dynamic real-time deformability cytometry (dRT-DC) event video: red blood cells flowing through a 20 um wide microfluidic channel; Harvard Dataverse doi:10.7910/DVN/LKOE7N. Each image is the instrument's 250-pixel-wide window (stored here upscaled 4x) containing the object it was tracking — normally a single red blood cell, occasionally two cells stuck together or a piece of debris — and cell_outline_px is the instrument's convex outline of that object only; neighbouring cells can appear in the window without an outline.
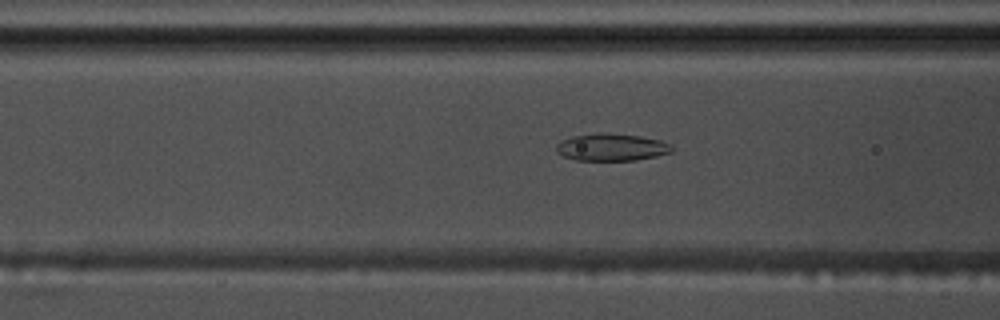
{"species": "common noctule bat (a hibernating species)", "species_latin": "Nyctalus noctula", "temperature_condition": "warm", "stored_images_in_passage": 54, "camera_frame_rate_fps": 3000, "um_per_image_px": 0.085, "animal": {"sex": "male", "body_mass_g": 17.5, "forearm_length_mm": 52.3}, "frame": {"image": 1, "passage_image": 21, "time_ms": 6.667, "image_size_px": [1000, 320], "cell_outline_px": [[672, 152], [656, 156], [636, 160], [576, 160], [564, 156], [556, 152], [556, 144], [572, 136], [596, 132], [604, 132], [640, 136], [660, 140], [672, 144]], "centroid_in_image_um": [51.99, 12.5], "position_along_channel_um": 114.6, "area_um2": 18.44}}
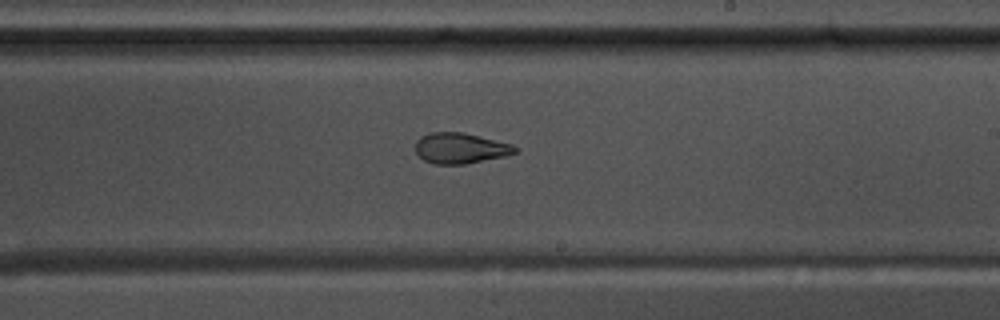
{"frame": {"image": 2, "passage_image": 32, "time_ms": 10.333, "image_size_px": [1000, 320], "cell_outline_px": [[516, 152], [504, 156], [464, 164], [432, 164], [424, 160], [416, 152], [416, 140], [420, 136], [428, 132], [464, 132], [512, 144], [516, 148]], "centroid_in_image_um": [39.09, 12.58], "position_along_channel_um": 249.9, "area_um2": 17.74}}
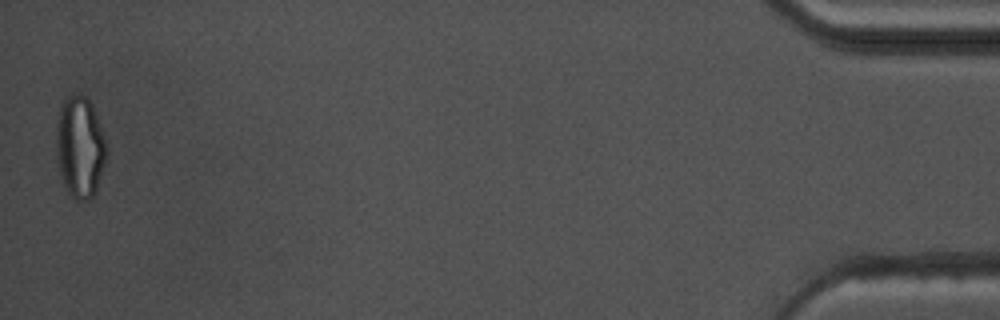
{"frame": {"image": 3, "passage_image": 54, "time_ms": 17.667, "image_size_px": [1000, 320], "cell_outline_px": [[108, 152], [96, 192], [88, 200], [76, 200], [68, 192], [64, 184], [60, 172], [56, 156], [56, 120], [60, 104], [68, 96], [84, 96], [92, 104], [104, 136], [108, 148]], "centroid_in_image_um": [6.79, 12.51], "position_along_channel_um": 428.4, "area_um2": 29.82}, "authors_computed_cell_mechanics": {"area_um2": 20.1144, "velocity_mm_per_s": 3.6995, "shape_relaxation_time_tau1_ms": 6.2439, "shape_relaxation_time_tau2_ms": 1.549, "deformation_change_tau1": 0.203, "deformation_change_tau2": 0.0829}}